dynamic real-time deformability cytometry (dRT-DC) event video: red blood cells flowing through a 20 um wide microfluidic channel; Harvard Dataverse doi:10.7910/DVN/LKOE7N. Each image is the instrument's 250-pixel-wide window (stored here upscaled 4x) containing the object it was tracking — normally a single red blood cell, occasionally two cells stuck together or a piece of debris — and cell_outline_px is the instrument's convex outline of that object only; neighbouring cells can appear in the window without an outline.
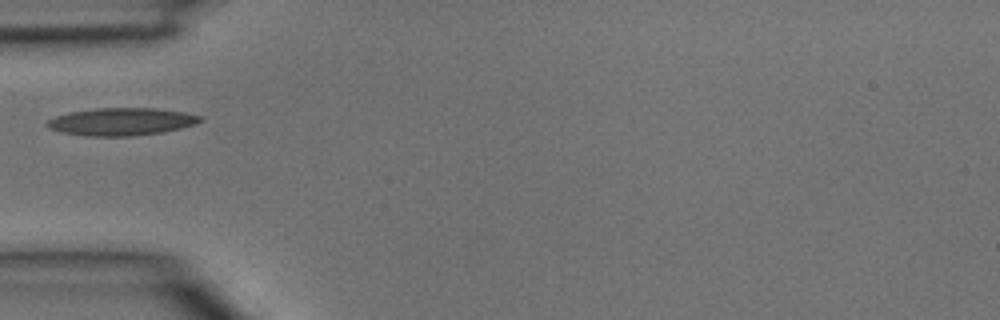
{"species": "common noctule bat (a hibernating species)", "species_latin": "Nyctalus noctula", "temperature_condition": "room temperature", "stored_images_in_passage": 1, "camera_frame_rate_fps": 3000, "um_per_image_px": 0.085, "animal": {"sex": "male", "body_mass_g": 15.6}, "frame": {"image": 1, "passage_image": 1, "time_ms": 0.0, "image_size_px": [1000, 320], "cell_outline_px": [[204, 120], [196, 124], [164, 132], [132, 136], [88, 136], [60, 132], [48, 128], [44, 124], [48, 120], [56, 116], [68, 112], [96, 108], [156, 108], [184, 112], [200, 116]], "centroid_in_image_um": [10.31, 10.34], "position_along_channel_um": 74.7, "area_um2": 24.74}}